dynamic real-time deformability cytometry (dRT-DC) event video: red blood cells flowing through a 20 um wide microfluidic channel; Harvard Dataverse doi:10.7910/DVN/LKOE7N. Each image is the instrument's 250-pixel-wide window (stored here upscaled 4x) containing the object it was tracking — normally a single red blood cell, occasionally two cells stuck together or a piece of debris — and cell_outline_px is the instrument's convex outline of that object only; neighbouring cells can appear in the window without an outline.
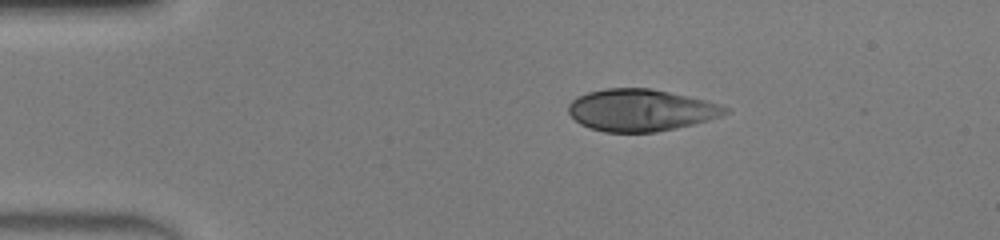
{"species": "human", "species_latin": "Homo sapiens", "temperature_condition": "warm", "stored_images_in_passage": 40, "camera_frame_rate_fps": 3000, "um_per_image_px": 0.085, "donor": {"sex": "male"}, "frame": {"image": 1, "passage_image": 1, "time_ms": 0.0, "image_size_px": [1000, 240], "cell_outline_px": [[728, 112], [720, 116], [708, 120], [676, 128], [656, 132], [604, 132], [580, 124], [568, 112], [568, 104], [576, 96], [588, 92], [604, 88], [652, 88], [708, 100], [720, 104], [728, 108]], "centroid_in_image_um": [54.46, 9.35], "position_along_channel_um": 30.5, "area_um2": 38.44}}
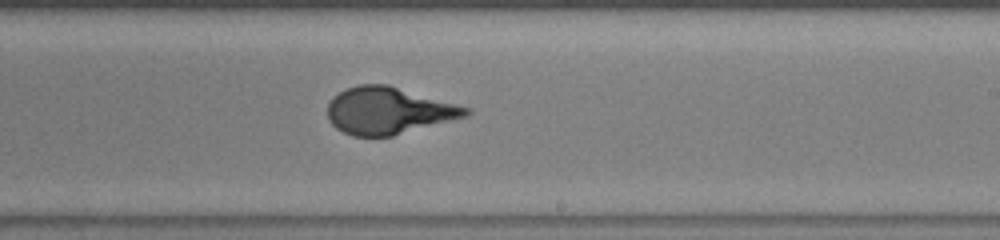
{"frame": {"image": 2, "passage_image": 21, "time_ms": 6.667, "image_size_px": [1000, 240], "cell_outline_px": [[472, 112], [468, 116], [392, 136], [352, 136], [336, 128], [328, 120], [328, 100], [332, 96], [348, 88], [360, 84], [388, 84], [472, 108]], "centroid_in_image_um": [33.04, 9.4], "position_along_channel_um": 256.0, "area_um2": 38.03}}
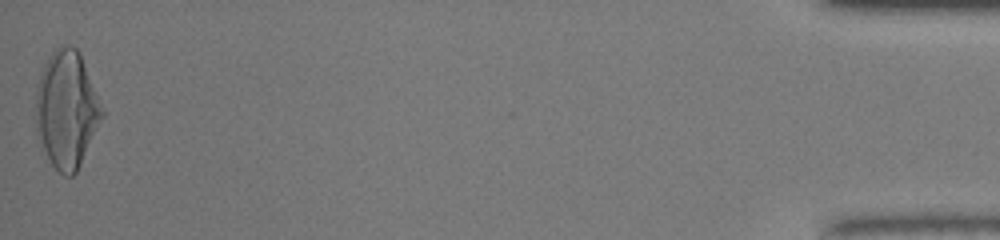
{"frame": {"image": 3, "passage_image": 40, "time_ms": 13.0, "image_size_px": [1000, 240], "cell_outline_px": [[104, 116], [76, 172], [72, 176], [64, 176], [52, 164], [44, 148], [36, 128], [36, 84], [40, 72], [44, 64], [52, 52], [60, 44], [72, 44], [80, 52], [104, 112]], "centroid_in_image_um": [5.66, 9.25], "position_along_channel_um": 429.5, "area_um2": 44.91}, "authors_computed_cell_mechanics": {"area_um2": 38.437, "velocity_mm_per_s": 4.2578, "shape_relaxation_time_tau1_ms": 4.5701, "shape_relaxation_time_tau2_ms": null, "deformation_change_tau1": 0.2604, "deformation_change_tau2": null}}